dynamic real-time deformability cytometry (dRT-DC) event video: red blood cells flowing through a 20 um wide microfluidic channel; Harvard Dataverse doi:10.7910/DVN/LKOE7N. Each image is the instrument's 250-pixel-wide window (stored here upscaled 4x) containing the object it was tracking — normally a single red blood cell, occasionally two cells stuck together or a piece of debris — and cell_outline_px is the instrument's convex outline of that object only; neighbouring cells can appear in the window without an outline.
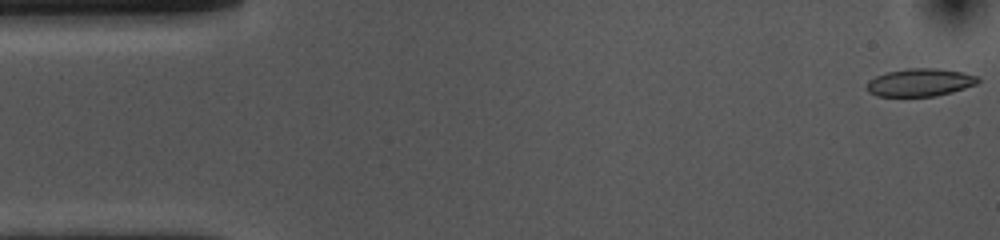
{"species": "common noctule bat (a hibernating species)", "species_latin": "Nyctalus noctula", "temperature_condition": "cold", "stored_images_in_passage": 53, "camera_frame_rate_fps": 3000, "um_per_image_px": 0.085, "animal": {"sex": "female", "body_mass_g": 10.0, "forearm_length_mm": 53.1}, "frame": {"image": 1, "passage_image": 1, "time_ms": 0.0, "image_size_px": [1000, 240], "cell_outline_px": [[980, 80], [976, 84], [952, 92], [936, 96], [876, 96], [868, 92], [864, 88], [868, 80], [884, 72], [908, 68], [936, 68], [960, 72], [976, 76]], "centroid_in_image_um": [78.12, 7.01], "position_along_channel_um": 6.9, "area_um2": 18.09}}
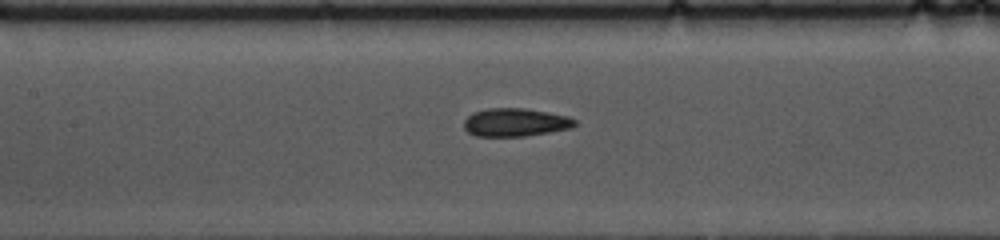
{"frame": {"image": 2, "passage_image": 23, "time_ms": 7.333, "image_size_px": [1000, 240], "cell_outline_px": [[576, 124], [572, 128], [524, 136], [476, 136], [468, 132], [464, 128], [464, 120], [472, 112], [488, 108], [524, 108], [548, 112], [568, 116], [576, 120]], "centroid_in_image_um": [43.79, 10.39], "position_along_channel_um": 163.6, "area_um2": 18.21}}
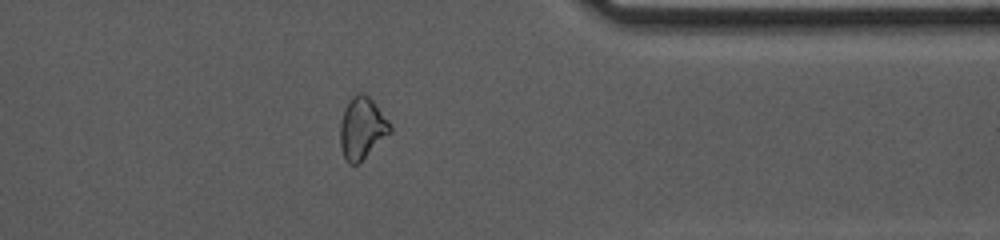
{"frame": {"image": 3, "passage_image": 42, "time_ms": 13.667, "image_size_px": [1000, 240], "cell_outline_px": [[392, 132], [360, 164], [348, 164], [340, 148], [340, 124], [344, 108], [352, 96], [356, 92], [364, 92], [372, 100], [388, 120], [392, 128]], "centroid_in_image_um": [30.77, 10.92], "position_along_channel_um": 380.6, "area_um2": 18.32}, "authors_computed_cell_mechanics": {"area_um2": 18.1492, "velocity_mm_per_s": 3.6608, "shape_relaxation_time_tau1_ms": 3.8701, "shape_relaxation_time_tau2_ms": 2.8315, "deformation_change_tau1": 0.1018, "deformation_change_tau2": 0.0689}}